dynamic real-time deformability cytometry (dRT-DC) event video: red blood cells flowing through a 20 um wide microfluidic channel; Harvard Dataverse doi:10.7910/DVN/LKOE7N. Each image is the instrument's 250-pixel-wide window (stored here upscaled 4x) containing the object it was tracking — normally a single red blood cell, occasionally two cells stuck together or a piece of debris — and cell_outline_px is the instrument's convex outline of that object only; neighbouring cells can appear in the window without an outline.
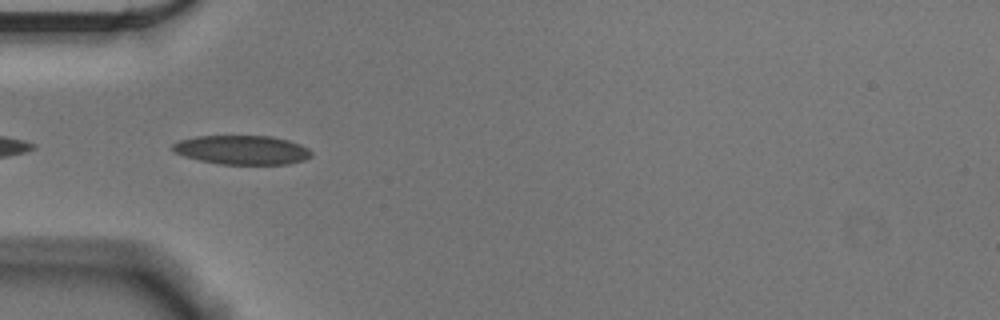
{"species": "Egyptian fruit bat (a non-hibernating species)", "species_latin": "Rousettus aegyptiacus", "temperature_condition": "cold", "stored_images_in_passage": 39, "camera_frame_rate_fps": 3000, "um_per_image_px": 0.085, "animal": {"sex": "male"}, "frame": {"image": 1, "passage_image": 2, "time_ms": 0.333, "image_size_px": [1000, 320], "cell_outline_px": [[312, 156], [304, 160], [288, 164], [220, 164], [200, 160], [184, 156], [176, 152], [172, 148], [172, 144], [180, 140], [196, 136], [272, 136], [288, 140], [300, 144], [308, 148], [312, 152]], "centroid_in_image_um": [20.6, 12.74], "position_along_channel_um": 64.4, "area_um2": 23.47}}
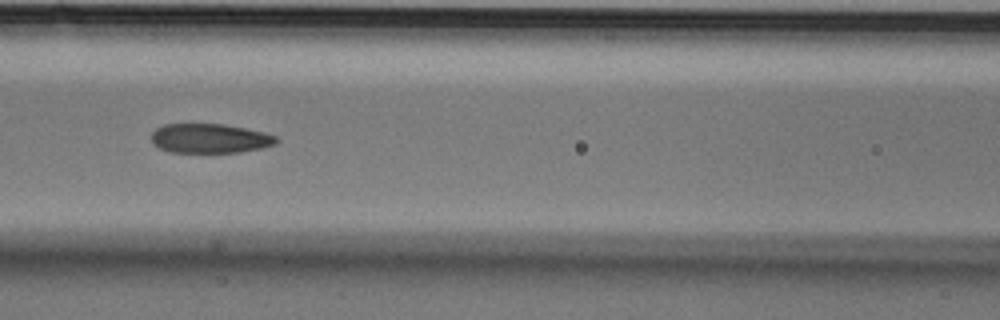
{"frame": {"image": 2, "passage_image": 9, "time_ms": 2.667, "image_size_px": [1000, 320], "cell_outline_px": [[280, 140], [276, 144], [264, 148], [240, 152], [172, 152], [160, 148], [152, 144], [152, 132], [156, 128], [164, 124], [224, 124], [264, 132], [276, 136]], "centroid_in_image_um": [17.86, 11.76], "position_along_channel_um": 148.7, "area_um2": 21.5}}
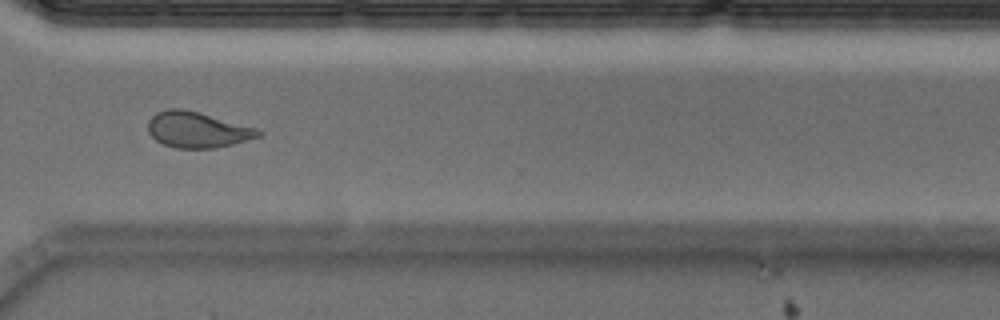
{"frame": {"image": 3, "passage_image": 26, "time_ms": 8.333, "image_size_px": [1000, 320], "cell_outline_px": [[264, 132], [260, 136], [248, 140], [216, 148], [176, 148], [164, 144], [156, 140], [148, 132], [148, 120], [156, 112], [168, 108], [184, 108], [200, 112], [260, 128]], "centroid_in_image_um": [16.81, 11.01], "position_along_channel_um": 353.8, "area_um2": 23.41}, "authors_computed_cell_mechanics": {"area_um2": 22.4842, "velocity_mm_per_s": 3.6172, "shape_relaxation_time_tau1_ms": 6.8957, "shape_relaxation_time_tau2_ms": 1.873, "deformation_change_tau1": 0.159, "deformation_change_tau2": 0.0911}}